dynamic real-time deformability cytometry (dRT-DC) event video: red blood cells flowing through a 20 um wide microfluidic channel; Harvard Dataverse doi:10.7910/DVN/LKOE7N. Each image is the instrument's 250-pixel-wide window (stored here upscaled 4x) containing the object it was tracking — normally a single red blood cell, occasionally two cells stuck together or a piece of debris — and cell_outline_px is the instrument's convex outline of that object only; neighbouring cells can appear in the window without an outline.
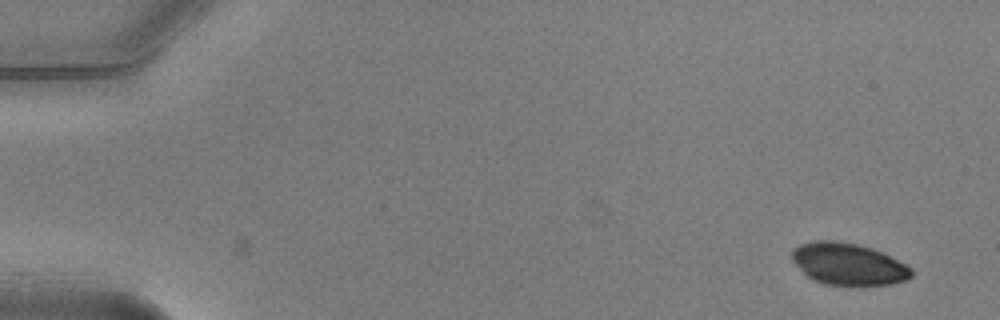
{"species": "common noctule bat (a hibernating species)", "species_latin": "Nyctalus noctula", "temperature_condition": "warm", "stored_images_in_passage": 49, "camera_frame_rate_fps": 3000, "um_per_image_px": 0.085, "animal": {"sex": "male", "body_mass_g": 20.5, "forearm_length_mm": 52.5}, "frame": {"image": 1, "passage_image": 1, "time_ms": 0.0, "image_size_px": [1000, 320], "cell_outline_px": [[912, 276], [904, 280], [892, 284], [848, 288], [824, 284], [812, 280], [792, 260], [792, 248], [800, 244], [812, 240], [832, 240], [856, 244], [872, 248], [884, 252], [912, 268]], "centroid_in_image_um": [72.11, 22.48], "position_along_channel_um": 12.9, "area_um2": 29.94}}
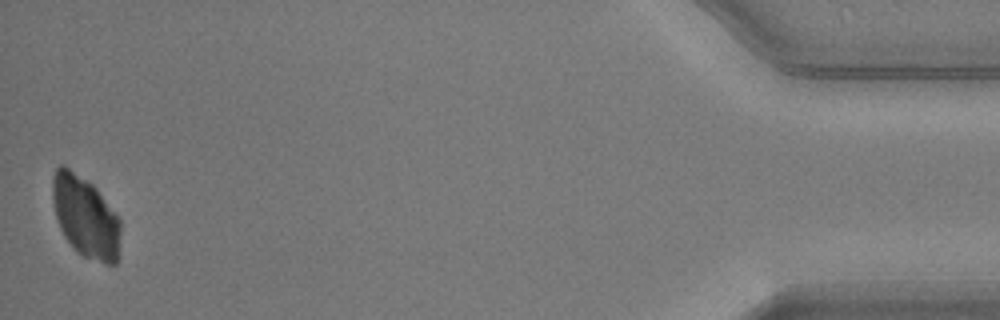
{"frame": {"image": 2, "passage_image": 49, "time_ms": 16.0, "image_size_px": [1000, 320], "cell_outline_px": [[120, 232], [116, 264], [104, 264], [84, 256], [76, 252], [72, 248], [64, 236], [56, 220], [52, 200], [52, 176], [56, 168], [60, 164], [64, 164], [88, 180], [96, 188], [120, 220]], "centroid_in_image_um": [7.22, 18.41], "position_along_channel_um": 428.0, "area_um2": 32.43}}